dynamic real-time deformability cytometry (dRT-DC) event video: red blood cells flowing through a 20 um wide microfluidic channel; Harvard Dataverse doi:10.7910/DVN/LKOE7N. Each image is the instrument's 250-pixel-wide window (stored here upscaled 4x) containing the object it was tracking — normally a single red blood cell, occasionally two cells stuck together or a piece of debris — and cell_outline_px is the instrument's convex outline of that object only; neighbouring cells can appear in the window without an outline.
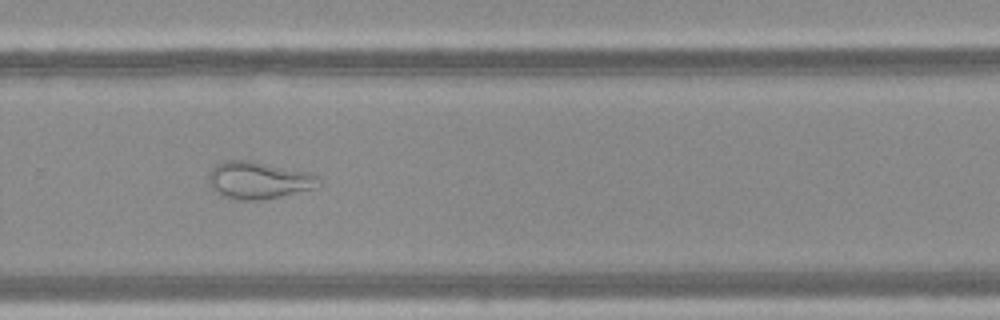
{"species": "Egyptian fruit bat (a non-hibernating species)", "species_latin": "Rousettus aegyptiacus", "temperature_condition": "warm", "stored_images_in_passage": 54, "camera_frame_rate_fps": 3000, "um_per_image_px": 0.085, "frame": {"image": 1, "passage_image": 36, "time_ms": 11.667, "image_size_px": [1000, 320], "cell_outline_px": [[324, 184], [316, 188], [280, 196], [260, 200], [236, 200], [224, 196], [216, 192], [212, 188], [208, 180], [208, 172], [216, 164], [224, 160], [252, 160], [312, 172], [320, 176]], "centroid_in_image_um": [22.04, 15.3], "position_along_channel_um": 307.8, "area_um2": 24.51}}
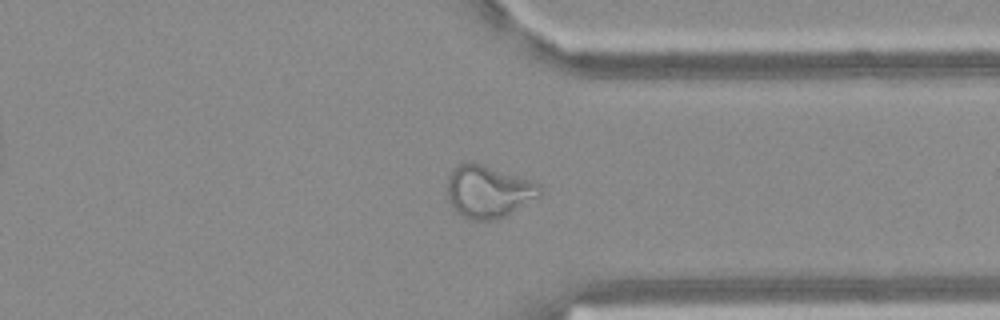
{"frame": {"image": 2, "passage_image": 41, "time_ms": 13.333, "image_size_px": [1000, 320], "cell_outline_px": [[544, 188], [540, 196], [504, 216], [496, 220], [472, 220], [456, 212], [448, 200], [448, 176], [452, 168], [468, 160], [536, 180]], "centroid_in_image_um": [41.54, 16.25], "position_along_channel_um": 369.9, "area_um2": 28.67}}
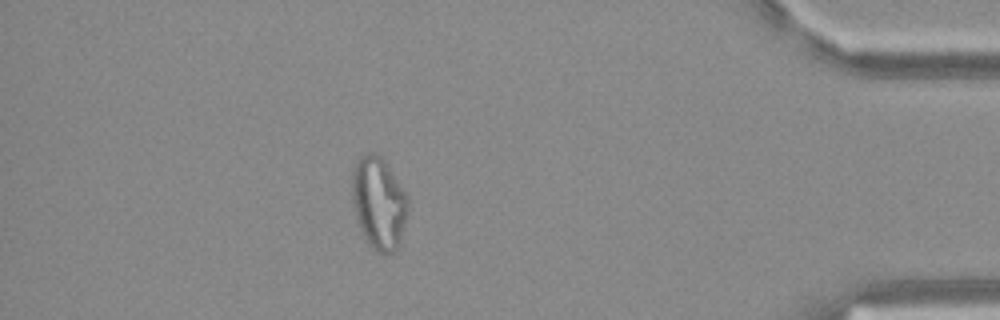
{"frame": {"image": 3, "passage_image": 47, "time_ms": 15.333, "image_size_px": [1000, 320], "cell_outline_px": [[408, 208], [400, 244], [392, 252], [376, 252], [368, 244], [360, 228], [356, 216], [352, 200], [352, 172], [360, 156], [368, 152], [376, 152], [384, 160], [408, 196]], "centroid_in_image_um": [32.19, 17.24], "position_along_channel_um": 403.0, "area_um2": 29.88}}